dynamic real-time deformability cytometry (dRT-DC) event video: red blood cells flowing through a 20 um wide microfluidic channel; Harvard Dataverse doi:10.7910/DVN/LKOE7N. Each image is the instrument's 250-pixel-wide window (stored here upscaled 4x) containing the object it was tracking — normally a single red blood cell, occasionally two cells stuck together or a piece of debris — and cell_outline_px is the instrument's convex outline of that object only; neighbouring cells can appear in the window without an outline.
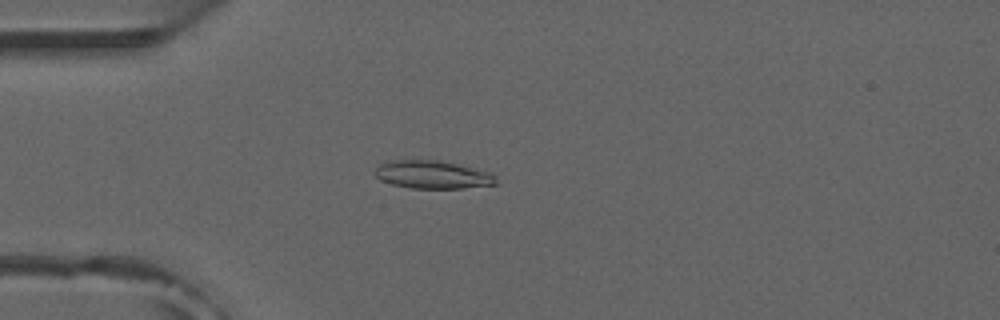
{"species": "common noctule bat (a hibernating species)", "species_latin": "Nyctalus noctula", "temperature_condition": "room temperature", "stored_images_in_passage": 18, "camera_frame_rate_fps": 3000, "um_per_image_px": 0.085, "animal": {"sex": "male", "forearm_length_mm": 52.5}, "frame": {"image": 1, "passage_image": 8, "time_ms": 2.333, "image_size_px": [1000, 320], "cell_outline_px": [[496, 184], [460, 188], [412, 188], [392, 184], [380, 180], [372, 172], [380, 164], [388, 160], [440, 160], [492, 172], [496, 176]], "centroid_in_image_um": [36.75, 14.83], "position_along_channel_um": 48.3, "area_um2": 19.83}}
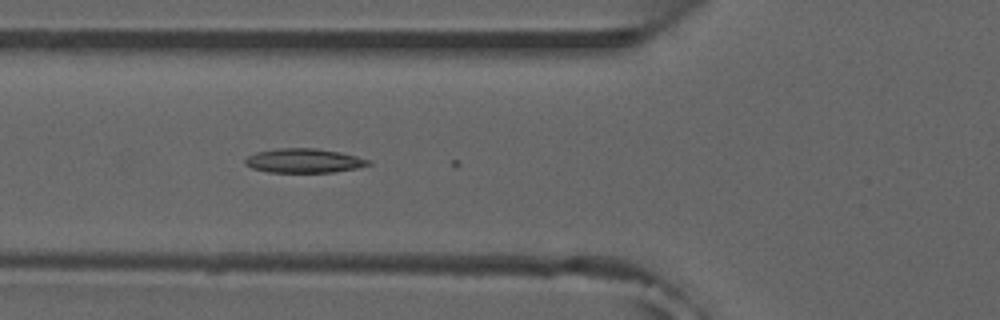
{"frame": {"image": 2, "passage_image": 13, "time_ms": 4.0, "image_size_px": [1000, 320], "cell_outline_px": [[372, 164], [356, 168], [332, 172], [268, 172], [252, 168], [244, 164], [244, 160], [248, 156], [256, 152], [280, 148], [316, 148], [340, 152], [372, 160]], "centroid_in_image_um": [25.84, 13.65], "position_along_channel_um": 100.0, "area_um2": 17.4}}
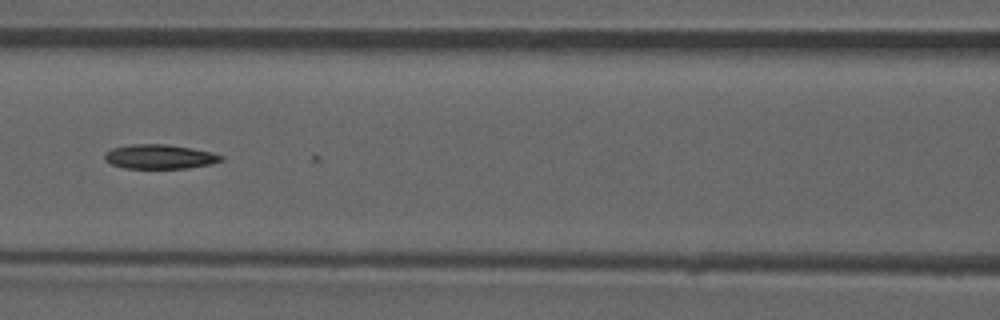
{"frame": {"image": 3, "passage_image": 17, "time_ms": 5.333, "image_size_px": [1000, 320], "cell_outline_px": [[224, 160], [212, 164], [188, 168], [124, 168], [112, 164], [104, 160], [104, 152], [112, 148], [132, 144], [168, 144], [192, 148], [212, 152], [224, 156]], "centroid_in_image_um": [13.59, 13.31], "position_along_channel_um": 153.0, "area_um2": 16.7}}